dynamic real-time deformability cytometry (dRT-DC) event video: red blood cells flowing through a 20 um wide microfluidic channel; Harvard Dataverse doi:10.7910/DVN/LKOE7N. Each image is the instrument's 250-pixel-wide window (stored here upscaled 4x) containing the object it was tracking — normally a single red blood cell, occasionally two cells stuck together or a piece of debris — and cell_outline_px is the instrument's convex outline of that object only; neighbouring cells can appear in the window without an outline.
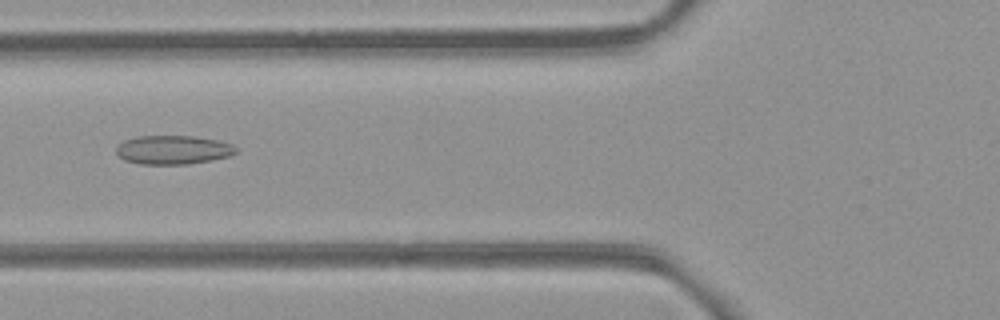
{"species": "common noctule bat (a hibernating species)", "species_latin": "Nyctalus noctula", "temperature_condition": "room temperature", "stored_images_in_passage": 46, "camera_frame_rate_fps": 3000, "um_per_image_px": 0.085, "animal": {"sex": "female", "body_mass_g": 21.9}, "frame": {"image": 1, "passage_image": 16, "time_ms": 5.0, "image_size_px": [1000, 320], "cell_outline_px": [[236, 152], [228, 156], [212, 160], [188, 164], [140, 164], [124, 160], [116, 152], [116, 148], [124, 140], [136, 136], [192, 136], [220, 140], [232, 144], [236, 148]], "centroid_in_image_um": [14.71, 12.73], "position_along_channel_um": 111.1, "area_um2": 20.11}}
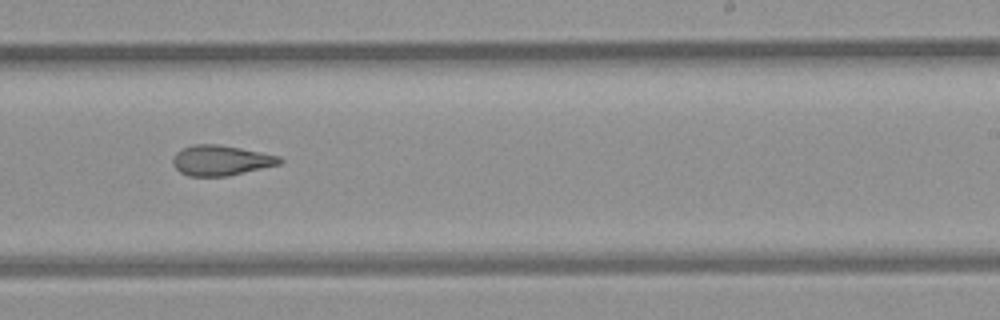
{"frame": {"image": 2, "passage_image": 28, "time_ms": 9.0, "image_size_px": [1000, 320], "cell_outline_px": [[284, 160], [280, 164], [228, 176], [188, 176], [180, 172], [172, 164], [172, 156], [180, 148], [192, 144], [220, 144], [280, 156]], "centroid_in_image_um": [18.74, 13.62], "position_along_channel_um": 270.3, "area_um2": 19.02}}
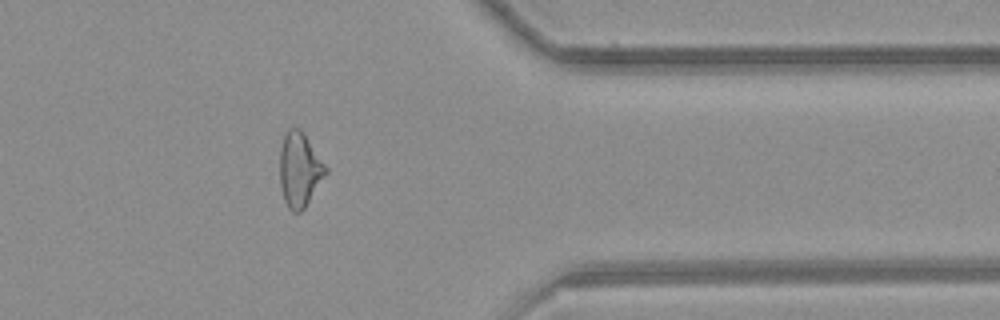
{"frame": {"image": 3, "passage_image": 38, "time_ms": 12.333, "image_size_px": [1000, 320], "cell_outline_px": [[328, 172], [304, 208], [300, 212], [292, 212], [288, 208], [284, 200], [280, 184], [280, 148], [284, 136], [288, 128], [300, 128], [304, 132], [328, 168]], "centroid_in_image_um": [25.47, 14.4], "position_along_channel_um": 385.9, "area_um2": 20.0}, "authors_computed_cell_mechanics": {"area_um2": 19.7387, "velocity_mm_per_s": 3.9757, "shape_relaxation_time_tau1_ms": null, "shape_relaxation_time_tau2_ms": 3.4503, "deformation_change_tau1": null, "deformation_change_tau2": 0.1299}}